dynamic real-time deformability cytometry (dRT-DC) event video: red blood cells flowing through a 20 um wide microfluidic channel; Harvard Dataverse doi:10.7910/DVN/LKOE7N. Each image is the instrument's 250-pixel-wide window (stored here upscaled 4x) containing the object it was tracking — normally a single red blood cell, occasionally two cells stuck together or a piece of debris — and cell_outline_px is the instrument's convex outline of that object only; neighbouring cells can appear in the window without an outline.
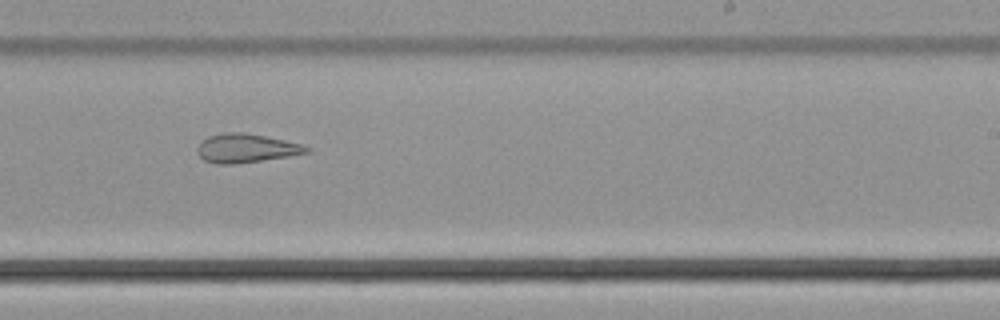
{"species": "common noctule bat (a hibernating species)", "species_latin": "Nyctalus noctula", "temperature_condition": "cold", "stored_images_in_passage": 37, "camera_frame_rate_fps": 3000, "um_per_image_px": 0.085, "animal": {"sex": "male", "body_mass_g": 21.5, "forearm_length_mm": 52.0}, "frame": {"image": 1, "passage_image": 16, "time_ms": 5.0, "image_size_px": [1000, 320], "cell_outline_px": [[312, 148], [308, 152], [288, 156], [232, 164], [216, 164], [204, 160], [196, 152], [196, 148], [208, 136], [224, 132], [244, 132], [284, 140], [300, 144]], "centroid_in_image_um": [20.88, 12.59], "position_along_channel_um": 268.1, "area_um2": 18.09}}